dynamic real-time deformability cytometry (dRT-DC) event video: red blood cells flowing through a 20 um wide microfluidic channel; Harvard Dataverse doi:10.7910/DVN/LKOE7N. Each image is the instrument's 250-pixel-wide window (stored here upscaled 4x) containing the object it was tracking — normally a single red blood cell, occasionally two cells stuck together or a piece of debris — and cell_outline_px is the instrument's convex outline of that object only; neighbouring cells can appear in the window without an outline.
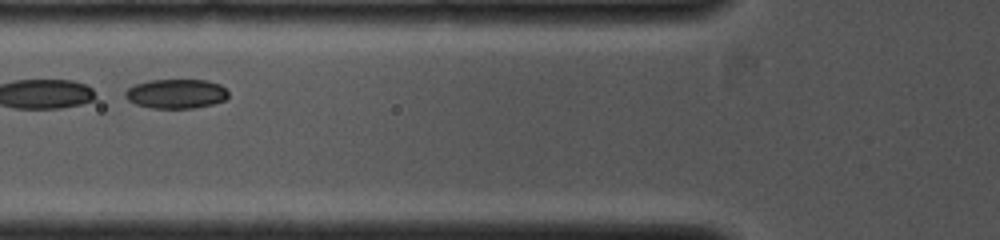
{"species": "common noctule bat (a hibernating species)", "species_latin": "Nyctalus noctula", "temperature_condition": "cold", "stored_images_in_passage": 5, "camera_frame_rate_fps": 4000, "um_per_image_px": 0.085, "animal": {"sex": "female", "body_mass_g": 19.0, "forearm_length_mm": 53.3}, "frame": {"image": 1, "passage_image": 3, "time_ms": 0.5, "image_size_px": [1000, 240], "cell_outline_px": [[228, 96], [224, 100], [212, 104], [192, 108], [152, 108], [136, 104], [128, 100], [124, 96], [124, 92], [128, 88], [136, 84], [148, 80], [208, 80], [220, 84], [228, 92]], "centroid_in_image_um": [14.96, 7.96], "position_along_channel_um": 110.8, "area_um2": 17.63}}